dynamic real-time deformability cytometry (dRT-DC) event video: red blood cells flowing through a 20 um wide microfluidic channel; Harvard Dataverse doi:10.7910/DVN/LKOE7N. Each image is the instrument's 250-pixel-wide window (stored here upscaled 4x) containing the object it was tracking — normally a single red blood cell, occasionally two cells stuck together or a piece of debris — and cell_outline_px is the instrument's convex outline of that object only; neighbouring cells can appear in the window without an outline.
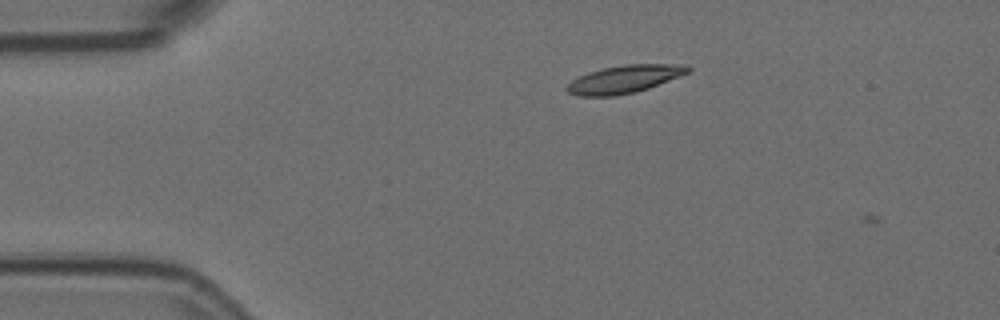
{"species": "Egyptian fruit bat (a non-hibernating species)", "species_latin": "Rousettus aegyptiacus", "temperature_condition": "room temperature", "stored_images_in_passage": 3, "camera_frame_rate_fps": 3000, "um_per_image_px": 0.085, "animal": {"sex": "female"}, "frame": {"image": 1, "passage_image": 2, "time_ms": 0.333, "image_size_px": [1000, 320], "cell_outline_px": [[692, 68], [688, 72], [680, 76], [648, 88], [636, 92], [616, 96], [576, 96], [568, 92], [564, 88], [572, 80], [588, 72], [604, 68], [624, 64], [688, 64]], "centroid_in_image_um": [53.07, 6.73], "position_along_channel_um": 31.9, "area_um2": 19.65}}